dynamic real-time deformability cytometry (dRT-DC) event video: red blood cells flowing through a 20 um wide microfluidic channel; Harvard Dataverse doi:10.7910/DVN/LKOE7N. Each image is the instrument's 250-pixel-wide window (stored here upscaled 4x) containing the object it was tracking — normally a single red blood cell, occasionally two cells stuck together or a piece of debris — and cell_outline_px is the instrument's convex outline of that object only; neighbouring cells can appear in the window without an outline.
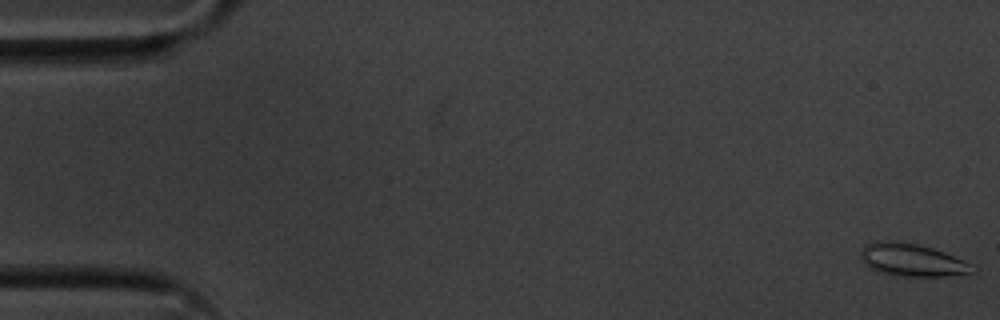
{"species": "common noctule bat (a hibernating species)", "species_latin": "Nyctalus noctula", "temperature_condition": "cold", "stored_images_in_passage": 56, "camera_frame_rate_fps": 3000, "um_per_image_px": 0.085, "animal": {"sex": "male", "body_mass_g": 20.1, "forearm_length_mm": 53.5}, "frame": {"image": 1, "passage_image": 1, "time_ms": 0.0, "image_size_px": [1000, 320], "cell_outline_px": [[976, 268], [972, 272], [948, 276], [896, 276], [880, 272], [868, 268], [860, 260], [860, 252], [864, 244], [876, 240], [896, 240], [916, 244], [932, 248], [944, 252], [964, 260]], "centroid_in_image_um": [77.44, 22.08], "position_along_channel_um": 7.6, "area_um2": 21.56}}
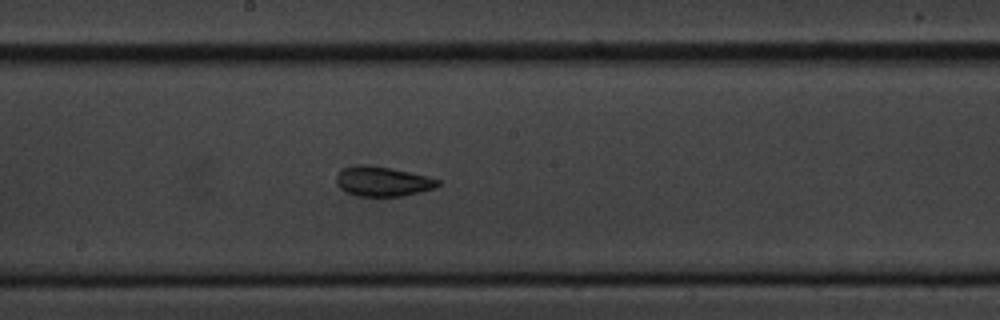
{"frame": {"image": 2, "passage_image": 30, "time_ms": 9.667, "image_size_px": [1000, 320], "cell_outline_px": [[440, 184], [436, 188], [404, 196], [356, 196], [340, 188], [336, 184], [336, 176], [340, 168], [356, 164], [368, 164], [392, 168], [440, 180]], "centroid_in_image_um": [32.48, 15.41], "position_along_channel_um": 215.7, "area_um2": 17.8}}
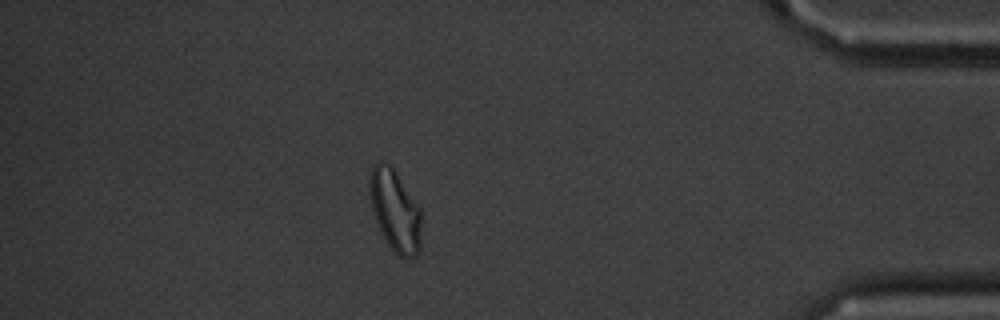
{"frame": {"image": 3, "passage_image": 49, "time_ms": 16.0, "image_size_px": [1000, 320], "cell_outline_px": [[420, 248], [416, 256], [408, 260], [400, 256], [388, 244], [376, 220], [372, 208], [368, 192], [368, 180], [372, 164], [380, 160], [388, 164], [396, 172], [420, 208]], "centroid_in_image_um": [33.56, 17.86], "position_along_channel_um": 401.6, "area_um2": 24.51}, "authors_computed_cell_mechanics": {"area_um2": 18.8139, "velocity_mm_per_s": 3.5917, "shape_relaxation_time_tau1_ms": 6.1899, "shape_relaxation_time_tau2_ms": 2.6541, "deformation_change_tau1": 0.1453, "deformation_change_tau2": 0.0931}}